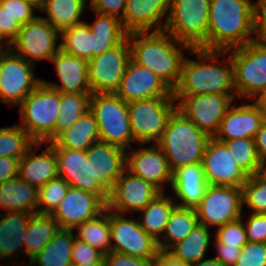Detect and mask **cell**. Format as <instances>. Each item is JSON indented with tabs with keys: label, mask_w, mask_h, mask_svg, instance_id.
Returning a JSON list of instances; mask_svg holds the SVG:
<instances>
[{
	"label": "cell",
	"mask_w": 266,
	"mask_h": 266,
	"mask_svg": "<svg viewBox=\"0 0 266 266\" xmlns=\"http://www.w3.org/2000/svg\"><path fill=\"white\" fill-rule=\"evenodd\" d=\"M258 38L259 0H211L203 50L226 51Z\"/></svg>",
	"instance_id": "6da1fadb"
},
{
	"label": "cell",
	"mask_w": 266,
	"mask_h": 266,
	"mask_svg": "<svg viewBox=\"0 0 266 266\" xmlns=\"http://www.w3.org/2000/svg\"><path fill=\"white\" fill-rule=\"evenodd\" d=\"M190 53L197 60L185 56L178 85L173 97H187L204 94L236 95L233 64L227 51L192 48ZM222 56L224 59H218ZM225 61V62H224Z\"/></svg>",
	"instance_id": "7a4b0ae2"
},
{
	"label": "cell",
	"mask_w": 266,
	"mask_h": 266,
	"mask_svg": "<svg viewBox=\"0 0 266 266\" xmlns=\"http://www.w3.org/2000/svg\"><path fill=\"white\" fill-rule=\"evenodd\" d=\"M131 60L150 69L172 89L180 80L184 52L192 49L188 44L176 40L166 31L134 32L128 34Z\"/></svg>",
	"instance_id": "3957f363"
},
{
	"label": "cell",
	"mask_w": 266,
	"mask_h": 266,
	"mask_svg": "<svg viewBox=\"0 0 266 266\" xmlns=\"http://www.w3.org/2000/svg\"><path fill=\"white\" fill-rule=\"evenodd\" d=\"M210 138L176 108L156 144L164 152L173 172L181 166L202 163Z\"/></svg>",
	"instance_id": "277c9868"
},
{
	"label": "cell",
	"mask_w": 266,
	"mask_h": 266,
	"mask_svg": "<svg viewBox=\"0 0 266 266\" xmlns=\"http://www.w3.org/2000/svg\"><path fill=\"white\" fill-rule=\"evenodd\" d=\"M20 127L35 142L55 140V124L60 113V92L42 82L19 105Z\"/></svg>",
	"instance_id": "5b68a950"
},
{
	"label": "cell",
	"mask_w": 266,
	"mask_h": 266,
	"mask_svg": "<svg viewBox=\"0 0 266 266\" xmlns=\"http://www.w3.org/2000/svg\"><path fill=\"white\" fill-rule=\"evenodd\" d=\"M226 51L233 64L236 96L254 100L266 90V43L258 38Z\"/></svg>",
	"instance_id": "8992f818"
},
{
	"label": "cell",
	"mask_w": 266,
	"mask_h": 266,
	"mask_svg": "<svg viewBox=\"0 0 266 266\" xmlns=\"http://www.w3.org/2000/svg\"><path fill=\"white\" fill-rule=\"evenodd\" d=\"M98 124L100 141L131 149L133 135L127 103L115 93H92L89 109Z\"/></svg>",
	"instance_id": "52a82bcc"
},
{
	"label": "cell",
	"mask_w": 266,
	"mask_h": 266,
	"mask_svg": "<svg viewBox=\"0 0 266 266\" xmlns=\"http://www.w3.org/2000/svg\"><path fill=\"white\" fill-rule=\"evenodd\" d=\"M211 0H171L164 31L191 48L207 44Z\"/></svg>",
	"instance_id": "ba28073f"
},
{
	"label": "cell",
	"mask_w": 266,
	"mask_h": 266,
	"mask_svg": "<svg viewBox=\"0 0 266 266\" xmlns=\"http://www.w3.org/2000/svg\"><path fill=\"white\" fill-rule=\"evenodd\" d=\"M133 140L136 144H156L170 115L177 108L174 97H157L127 103Z\"/></svg>",
	"instance_id": "9c48e42d"
},
{
	"label": "cell",
	"mask_w": 266,
	"mask_h": 266,
	"mask_svg": "<svg viewBox=\"0 0 266 266\" xmlns=\"http://www.w3.org/2000/svg\"><path fill=\"white\" fill-rule=\"evenodd\" d=\"M35 65L16 55L10 48L0 54V101L12 106L21 102L42 82L35 78Z\"/></svg>",
	"instance_id": "30bf717a"
},
{
	"label": "cell",
	"mask_w": 266,
	"mask_h": 266,
	"mask_svg": "<svg viewBox=\"0 0 266 266\" xmlns=\"http://www.w3.org/2000/svg\"><path fill=\"white\" fill-rule=\"evenodd\" d=\"M60 32L44 18L38 16L35 20L22 25L17 38L9 48L25 61L36 64L40 60L51 61L60 50Z\"/></svg>",
	"instance_id": "8fae6325"
},
{
	"label": "cell",
	"mask_w": 266,
	"mask_h": 266,
	"mask_svg": "<svg viewBox=\"0 0 266 266\" xmlns=\"http://www.w3.org/2000/svg\"><path fill=\"white\" fill-rule=\"evenodd\" d=\"M198 224L221 227L242 218V189L232 186L208 185L203 199L195 208Z\"/></svg>",
	"instance_id": "7c38bea8"
},
{
	"label": "cell",
	"mask_w": 266,
	"mask_h": 266,
	"mask_svg": "<svg viewBox=\"0 0 266 266\" xmlns=\"http://www.w3.org/2000/svg\"><path fill=\"white\" fill-rule=\"evenodd\" d=\"M111 251L153 260L158 252L157 241L147 234L135 219L109 210ZM113 242V243H112Z\"/></svg>",
	"instance_id": "4fadbf2b"
},
{
	"label": "cell",
	"mask_w": 266,
	"mask_h": 266,
	"mask_svg": "<svg viewBox=\"0 0 266 266\" xmlns=\"http://www.w3.org/2000/svg\"><path fill=\"white\" fill-rule=\"evenodd\" d=\"M131 60L128 37L88 61L91 93H115Z\"/></svg>",
	"instance_id": "5bb4252c"
},
{
	"label": "cell",
	"mask_w": 266,
	"mask_h": 266,
	"mask_svg": "<svg viewBox=\"0 0 266 266\" xmlns=\"http://www.w3.org/2000/svg\"><path fill=\"white\" fill-rule=\"evenodd\" d=\"M236 95L204 94L187 97H174L177 109L200 130L214 137L227 110Z\"/></svg>",
	"instance_id": "9a60e30c"
},
{
	"label": "cell",
	"mask_w": 266,
	"mask_h": 266,
	"mask_svg": "<svg viewBox=\"0 0 266 266\" xmlns=\"http://www.w3.org/2000/svg\"><path fill=\"white\" fill-rule=\"evenodd\" d=\"M49 144L55 151L59 177L66 180L71 187L99 196L107 204L109 192L97 179H93L91 158L87 157L86 150L59 148L54 142Z\"/></svg>",
	"instance_id": "2e32d148"
},
{
	"label": "cell",
	"mask_w": 266,
	"mask_h": 266,
	"mask_svg": "<svg viewBox=\"0 0 266 266\" xmlns=\"http://www.w3.org/2000/svg\"><path fill=\"white\" fill-rule=\"evenodd\" d=\"M159 193L151 183L125 169L109 192L107 209L119 214L139 212Z\"/></svg>",
	"instance_id": "e0dca14e"
},
{
	"label": "cell",
	"mask_w": 266,
	"mask_h": 266,
	"mask_svg": "<svg viewBox=\"0 0 266 266\" xmlns=\"http://www.w3.org/2000/svg\"><path fill=\"white\" fill-rule=\"evenodd\" d=\"M202 166L209 185L242 188L249 176L234 162L226 145L211 137L203 155Z\"/></svg>",
	"instance_id": "ac0fdd59"
},
{
	"label": "cell",
	"mask_w": 266,
	"mask_h": 266,
	"mask_svg": "<svg viewBox=\"0 0 266 266\" xmlns=\"http://www.w3.org/2000/svg\"><path fill=\"white\" fill-rule=\"evenodd\" d=\"M106 208L107 204L99 196L70 186L51 216L60 229L74 230L85 221L99 216Z\"/></svg>",
	"instance_id": "d6986e66"
},
{
	"label": "cell",
	"mask_w": 266,
	"mask_h": 266,
	"mask_svg": "<svg viewBox=\"0 0 266 266\" xmlns=\"http://www.w3.org/2000/svg\"><path fill=\"white\" fill-rule=\"evenodd\" d=\"M115 94L124 102L173 97V89L150 69L129 61Z\"/></svg>",
	"instance_id": "ffe728a7"
},
{
	"label": "cell",
	"mask_w": 266,
	"mask_h": 266,
	"mask_svg": "<svg viewBox=\"0 0 266 266\" xmlns=\"http://www.w3.org/2000/svg\"><path fill=\"white\" fill-rule=\"evenodd\" d=\"M142 145V146H141ZM126 150V169L133 175L151 183L160 192H165V184H172V171L164 152L157 144ZM144 146V147H143Z\"/></svg>",
	"instance_id": "44dd1931"
},
{
	"label": "cell",
	"mask_w": 266,
	"mask_h": 266,
	"mask_svg": "<svg viewBox=\"0 0 266 266\" xmlns=\"http://www.w3.org/2000/svg\"><path fill=\"white\" fill-rule=\"evenodd\" d=\"M170 4L171 0H126L124 14L120 19L124 30L128 34L163 31Z\"/></svg>",
	"instance_id": "7402d4cb"
},
{
	"label": "cell",
	"mask_w": 266,
	"mask_h": 266,
	"mask_svg": "<svg viewBox=\"0 0 266 266\" xmlns=\"http://www.w3.org/2000/svg\"><path fill=\"white\" fill-rule=\"evenodd\" d=\"M88 158H91V170L93 179L110 192L116 180L126 169V150L116 145L98 141L87 150Z\"/></svg>",
	"instance_id": "603a6c76"
},
{
	"label": "cell",
	"mask_w": 266,
	"mask_h": 266,
	"mask_svg": "<svg viewBox=\"0 0 266 266\" xmlns=\"http://www.w3.org/2000/svg\"><path fill=\"white\" fill-rule=\"evenodd\" d=\"M259 106L255 103L231 105L223 117L214 138L218 141L238 138H252L265 121Z\"/></svg>",
	"instance_id": "cb8c5ba5"
},
{
	"label": "cell",
	"mask_w": 266,
	"mask_h": 266,
	"mask_svg": "<svg viewBox=\"0 0 266 266\" xmlns=\"http://www.w3.org/2000/svg\"><path fill=\"white\" fill-rule=\"evenodd\" d=\"M60 83L43 80L49 87L64 93H91L88 62L61 49L51 58Z\"/></svg>",
	"instance_id": "d4e9b609"
},
{
	"label": "cell",
	"mask_w": 266,
	"mask_h": 266,
	"mask_svg": "<svg viewBox=\"0 0 266 266\" xmlns=\"http://www.w3.org/2000/svg\"><path fill=\"white\" fill-rule=\"evenodd\" d=\"M47 145L37 155L36 151L39 148L41 149L43 142H35L19 160L18 176L37 189L47 184L50 180L59 177L54 148L49 143Z\"/></svg>",
	"instance_id": "484cf974"
},
{
	"label": "cell",
	"mask_w": 266,
	"mask_h": 266,
	"mask_svg": "<svg viewBox=\"0 0 266 266\" xmlns=\"http://www.w3.org/2000/svg\"><path fill=\"white\" fill-rule=\"evenodd\" d=\"M202 163L181 166L172 172L171 191L179 201L177 206L195 209L208 187Z\"/></svg>",
	"instance_id": "4316f807"
},
{
	"label": "cell",
	"mask_w": 266,
	"mask_h": 266,
	"mask_svg": "<svg viewBox=\"0 0 266 266\" xmlns=\"http://www.w3.org/2000/svg\"><path fill=\"white\" fill-rule=\"evenodd\" d=\"M38 189L19 176L0 184V213H37Z\"/></svg>",
	"instance_id": "83f0119b"
},
{
	"label": "cell",
	"mask_w": 266,
	"mask_h": 266,
	"mask_svg": "<svg viewBox=\"0 0 266 266\" xmlns=\"http://www.w3.org/2000/svg\"><path fill=\"white\" fill-rule=\"evenodd\" d=\"M31 214L27 212L0 213V260L14 256L18 251L24 254L27 223Z\"/></svg>",
	"instance_id": "f1b7e54d"
},
{
	"label": "cell",
	"mask_w": 266,
	"mask_h": 266,
	"mask_svg": "<svg viewBox=\"0 0 266 266\" xmlns=\"http://www.w3.org/2000/svg\"><path fill=\"white\" fill-rule=\"evenodd\" d=\"M89 0H40L39 11L46 12L44 18L59 32L82 23L81 16L89 6Z\"/></svg>",
	"instance_id": "f546056e"
},
{
	"label": "cell",
	"mask_w": 266,
	"mask_h": 266,
	"mask_svg": "<svg viewBox=\"0 0 266 266\" xmlns=\"http://www.w3.org/2000/svg\"><path fill=\"white\" fill-rule=\"evenodd\" d=\"M100 141L97 120L88 110L70 128L62 132L53 142L59 148L87 150Z\"/></svg>",
	"instance_id": "4dcf8cb0"
},
{
	"label": "cell",
	"mask_w": 266,
	"mask_h": 266,
	"mask_svg": "<svg viewBox=\"0 0 266 266\" xmlns=\"http://www.w3.org/2000/svg\"><path fill=\"white\" fill-rule=\"evenodd\" d=\"M74 238L73 230L59 229L44 248L29 260L28 266H71Z\"/></svg>",
	"instance_id": "1f68e13d"
},
{
	"label": "cell",
	"mask_w": 266,
	"mask_h": 266,
	"mask_svg": "<svg viewBox=\"0 0 266 266\" xmlns=\"http://www.w3.org/2000/svg\"><path fill=\"white\" fill-rule=\"evenodd\" d=\"M165 195L166 192L159 193L144 209L139 211L141 228L156 241L162 237L170 214L177 206L174 197Z\"/></svg>",
	"instance_id": "d6a6232c"
},
{
	"label": "cell",
	"mask_w": 266,
	"mask_h": 266,
	"mask_svg": "<svg viewBox=\"0 0 266 266\" xmlns=\"http://www.w3.org/2000/svg\"><path fill=\"white\" fill-rule=\"evenodd\" d=\"M96 14L93 24L88 26L93 36V58L123 42L128 33L119 18L112 15Z\"/></svg>",
	"instance_id": "836d02e7"
},
{
	"label": "cell",
	"mask_w": 266,
	"mask_h": 266,
	"mask_svg": "<svg viewBox=\"0 0 266 266\" xmlns=\"http://www.w3.org/2000/svg\"><path fill=\"white\" fill-rule=\"evenodd\" d=\"M197 224L195 209L176 206L170 214L162 237L157 241L159 251H168L184 240Z\"/></svg>",
	"instance_id": "e575fe53"
},
{
	"label": "cell",
	"mask_w": 266,
	"mask_h": 266,
	"mask_svg": "<svg viewBox=\"0 0 266 266\" xmlns=\"http://www.w3.org/2000/svg\"><path fill=\"white\" fill-rule=\"evenodd\" d=\"M59 229L57 221L51 214H31L24 242V254L28 256L29 260L44 248Z\"/></svg>",
	"instance_id": "d590c367"
},
{
	"label": "cell",
	"mask_w": 266,
	"mask_h": 266,
	"mask_svg": "<svg viewBox=\"0 0 266 266\" xmlns=\"http://www.w3.org/2000/svg\"><path fill=\"white\" fill-rule=\"evenodd\" d=\"M210 238V229L197 224L184 240L172 246L167 252L177 259L193 264L205 258Z\"/></svg>",
	"instance_id": "8d00e7d4"
},
{
	"label": "cell",
	"mask_w": 266,
	"mask_h": 266,
	"mask_svg": "<svg viewBox=\"0 0 266 266\" xmlns=\"http://www.w3.org/2000/svg\"><path fill=\"white\" fill-rule=\"evenodd\" d=\"M75 237L90 244L104 255L111 252V230L109 220V209L106 208L99 216L85 221L75 228Z\"/></svg>",
	"instance_id": "74e56055"
},
{
	"label": "cell",
	"mask_w": 266,
	"mask_h": 266,
	"mask_svg": "<svg viewBox=\"0 0 266 266\" xmlns=\"http://www.w3.org/2000/svg\"><path fill=\"white\" fill-rule=\"evenodd\" d=\"M60 49L72 56L90 61L93 58V36L91 35L88 22L73 25L60 32Z\"/></svg>",
	"instance_id": "f35d334b"
},
{
	"label": "cell",
	"mask_w": 266,
	"mask_h": 266,
	"mask_svg": "<svg viewBox=\"0 0 266 266\" xmlns=\"http://www.w3.org/2000/svg\"><path fill=\"white\" fill-rule=\"evenodd\" d=\"M91 94L60 92L61 107L55 124V139L90 109Z\"/></svg>",
	"instance_id": "ab89813d"
},
{
	"label": "cell",
	"mask_w": 266,
	"mask_h": 266,
	"mask_svg": "<svg viewBox=\"0 0 266 266\" xmlns=\"http://www.w3.org/2000/svg\"><path fill=\"white\" fill-rule=\"evenodd\" d=\"M221 142L228 148L231 156L234 158V162L249 177L264 169L259 159L254 139L238 138Z\"/></svg>",
	"instance_id": "60d3db41"
},
{
	"label": "cell",
	"mask_w": 266,
	"mask_h": 266,
	"mask_svg": "<svg viewBox=\"0 0 266 266\" xmlns=\"http://www.w3.org/2000/svg\"><path fill=\"white\" fill-rule=\"evenodd\" d=\"M35 141L19 125L0 128V156L21 159Z\"/></svg>",
	"instance_id": "b9f144b4"
},
{
	"label": "cell",
	"mask_w": 266,
	"mask_h": 266,
	"mask_svg": "<svg viewBox=\"0 0 266 266\" xmlns=\"http://www.w3.org/2000/svg\"><path fill=\"white\" fill-rule=\"evenodd\" d=\"M243 205L251 213H266V172H257L248 178L242 186Z\"/></svg>",
	"instance_id": "7bdbcfd3"
},
{
	"label": "cell",
	"mask_w": 266,
	"mask_h": 266,
	"mask_svg": "<svg viewBox=\"0 0 266 266\" xmlns=\"http://www.w3.org/2000/svg\"><path fill=\"white\" fill-rule=\"evenodd\" d=\"M69 187L67 181L61 177L52 179L40 187L38 189L37 213L52 214L66 196Z\"/></svg>",
	"instance_id": "ee69618b"
},
{
	"label": "cell",
	"mask_w": 266,
	"mask_h": 266,
	"mask_svg": "<svg viewBox=\"0 0 266 266\" xmlns=\"http://www.w3.org/2000/svg\"><path fill=\"white\" fill-rule=\"evenodd\" d=\"M214 238L222 244L243 247L248 242L243 217L216 229Z\"/></svg>",
	"instance_id": "f6af8a7d"
},
{
	"label": "cell",
	"mask_w": 266,
	"mask_h": 266,
	"mask_svg": "<svg viewBox=\"0 0 266 266\" xmlns=\"http://www.w3.org/2000/svg\"><path fill=\"white\" fill-rule=\"evenodd\" d=\"M40 0H0V5L5 8L13 17L24 25L35 20L34 10L39 11Z\"/></svg>",
	"instance_id": "bcb514c9"
},
{
	"label": "cell",
	"mask_w": 266,
	"mask_h": 266,
	"mask_svg": "<svg viewBox=\"0 0 266 266\" xmlns=\"http://www.w3.org/2000/svg\"><path fill=\"white\" fill-rule=\"evenodd\" d=\"M235 266H266V243L247 242Z\"/></svg>",
	"instance_id": "7dc6e473"
},
{
	"label": "cell",
	"mask_w": 266,
	"mask_h": 266,
	"mask_svg": "<svg viewBox=\"0 0 266 266\" xmlns=\"http://www.w3.org/2000/svg\"><path fill=\"white\" fill-rule=\"evenodd\" d=\"M72 264L87 265L94 262H104V254L90 244L76 237L72 246Z\"/></svg>",
	"instance_id": "c3c4849f"
},
{
	"label": "cell",
	"mask_w": 266,
	"mask_h": 266,
	"mask_svg": "<svg viewBox=\"0 0 266 266\" xmlns=\"http://www.w3.org/2000/svg\"><path fill=\"white\" fill-rule=\"evenodd\" d=\"M243 222L248 242L266 243V213H251Z\"/></svg>",
	"instance_id": "681fc988"
},
{
	"label": "cell",
	"mask_w": 266,
	"mask_h": 266,
	"mask_svg": "<svg viewBox=\"0 0 266 266\" xmlns=\"http://www.w3.org/2000/svg\"><path fill=\"white\" fill-rule=\"evenodd\" d=\"M22 25L0 5V36L10 45L18 35Z\"/></svg>",
	"instance_id": "f907efd6"
},
{
	"label": "cell",
	"mask_w": 266,
	"mask_h": 266,
	"mask_svg": "<svg viewBox=\"0 0 266 266\" xmlns=\"http://www.w3.org/2000/svg\"><path fill=\"white\" fill-rule=\"evenodd\" d=\"M126 0H90L89 7L95 13L112 15L121 19L124 14Z\"/></svg>",
	"instance_id": "816d5d0a"
},
{
	"label": "cell",
	"mask_w": 266,
	"mask_h": 266,
	"mask_svg": "<svg viewBox=\"0 0 266 266\" xmlns=\"http://www.w3.org/2000/svg\"><path fill=\"white\" fill-rule=\"evenodd\" d=\"M153 260L125 255L114 251L104 255V266H152Z\"/></svg>",
	"instance_id": "f5cc1de1"
},
{
	"label": "cell",
	"mask_w": 266,
	"mask_h": 266,
	"mask_svg": "<svg viewBox=\"0 0 266 266\" xmlns=\"http://www.w3.org/2000/svg\"><path fill=\"white\" fill-rule=\"evenodd\" d=\"M214 247L217 249L214 257L222 266H235L242 247L231 246L220 243L216 238Z\"/></svg>",
	"instance_id": "db71d44e"
},
{
	"label": "cell",
	"mask_w": 266,
	"mask_h": 266,
	"mask_svg": "<svg viewBox=\"0 0 266 266\" xmlns=\"http://www.w3.org/2000/svg\"><path fill=\"white\" fill-rule=\"evenodd\" d=\"M19 159L0 156V184L18 176Z\"/></svg>",
	"instance_id": "11a10c76"
},
{
	"label": "cell",
	"mask_w": 266,
	"mask_h": 266,
	"mask_svg": "<svg viewBox=\"0 0 266 266\" xmlns=\"http://www.w3.org/2000/svg\"><path fill=\"white\" fill-rule=\"evenodd\" d=\"M255 146L262 167H266V120L261 125L254 137Z\"/></svg>",
	"instance_id": "9f6ffc18"
},
{
	"label": "cell",
	"mask_w": 266,
	"mask_h": 266,
	"mask_svg": "<svg viewBox=\"0 0 266 266\" xmlns=\"http://www.w3.org/2000/svg\"><path fill=\"white\" fill-rule=\"evenodd\" d=\"M152 266H191V264L173 257L167 251H159L153 259Z\"/></svg>",
	"instance_id": "6f0895ef"
},
{
	"label": "cell",
	"mask_w": 266,
	"mask_h": 266,
	"mask_svg": "<svg viewBox=\"0 0 266 266\" xmlns=\"http://www.w3.org/2000/svg\"><path fill=\"white\" fill-rule=\"evenodd\" d=\"M259 38L266 43V0H259Z\"/></svg>",
	"instance_id": "680465c9"
},
{
	"label": "cell",
	"mask_w": 266,
	"mask_h": 266,
	"mask_svg": "<svg viewBox=\"0 0 266 266\" xmlns=\"http://www.w3.org/2000/svg\"><path fill=\"white\" fill-rule=\"evenodd\" d=\"M254 102L259 106L261 112L266 119V90H264L260 95H258Z\"/></svg>",
	"instance_id": "91938a15"
},
{
	"label": "cell",
	"mask_w": 266,
	"mask_h": 266,
	"mask_svg": "<svg viewBox=\"0 0 266 266\" xmlns=\"http://www.w3.org/2000/svg\"><path fill=\"white\" fill-rule=\"evenodd\" d=\"M191 266H222L214 257L208 259H201L196 263L191 264Z\"/></svg>",
	"instance_id": "94428289"
},
{
	"label": "cell",
	"mask_w": 266,
	"mask_h": 266,
	"mask_svg": "<svg viewBox=\"0 0 266 266\" xmlns=\"http://www.w3.org/2000/svg\"><path fill=\"white\" fill-rule=\"evenodd\" d=\"M8 49H9V45L0 36V54L7 51Z\"/></svg>",
	"instance_id": "6125c7cd"
},
{
	"label": "cell",
	"mask_w": 266,
	"mask_h": 266,
	"mask_svg": "<svg viewBox=\"0 0 266 266\" xmlns=\"http://www.w3.org/2000/svg\"><path fill=\"white\" fill-rule=\"evenodd\" d=\"M71 266H104V262H94L92 264H87V265L72 264Z\"/></svg>",
	"instance_id": "be15d7a7"
}]
</instances>
